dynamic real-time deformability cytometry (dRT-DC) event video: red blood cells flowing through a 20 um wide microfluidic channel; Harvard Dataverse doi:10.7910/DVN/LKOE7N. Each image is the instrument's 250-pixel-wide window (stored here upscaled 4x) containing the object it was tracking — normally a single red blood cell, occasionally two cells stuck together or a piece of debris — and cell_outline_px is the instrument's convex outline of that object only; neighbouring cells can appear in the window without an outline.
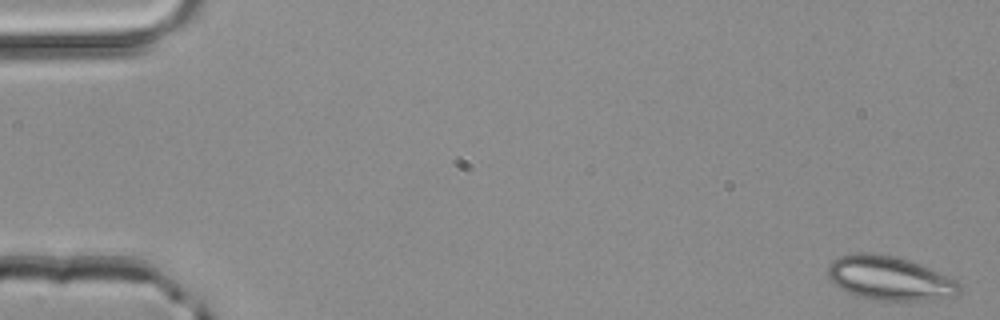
{"species": "common noctule bat (a hibernating species)", "species_latin": "Nyctalus noctula", "temperature_condition": "room temperature", "stored_images_in_passage": 4, "camera_frame_rate_fps": 3000, "um_per_image_px": 0.085, "animal": {"sex": "male", "body_mass_g": 20.4}, "frame": {"image": 1, "passage_image": 1, "time_ms": 0.0, "image_size_px": [1000, 320], "cell_outline_px": [[960, 292], [952, 296], [932, 300], [868, 300], [848, 292], [832, 284], [828, 280], [828, 264], [832, 260], [840, 256], [856, 252], [864, 252], [892, 256], [908, 260], [928, 268], [956, 280], [960, 284]], "centroid_in_image_um": [75.55, 23.66], "position_along_channel_um": 9.4, "area_um2": 33.64}}